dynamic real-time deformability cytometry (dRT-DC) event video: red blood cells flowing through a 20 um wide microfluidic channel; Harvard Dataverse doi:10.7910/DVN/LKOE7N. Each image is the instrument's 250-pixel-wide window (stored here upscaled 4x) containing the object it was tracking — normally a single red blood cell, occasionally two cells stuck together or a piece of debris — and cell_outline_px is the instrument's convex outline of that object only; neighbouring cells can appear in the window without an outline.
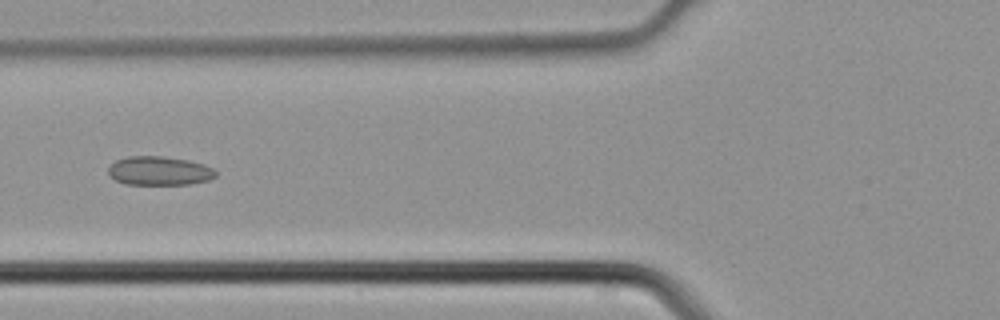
{"species": "common noctule bat (a hibernating species)", "species_latin": "Nyctalus noctula", "temperature_condition": "cold", "stored_images_in_passage": 5, "camera_frame_rate_fps": 3000, "um_per_image_px": 0.085, "animal": {"sex": "male", "body_mass_g": 21.5, "forearm_length_mm": 52.0}, "frame": {"image": 1, "passage_image": 5, "time_ms": 1.333, "image_size_px": [1000, 320], "cell_outline_px": [[216, 176], [208, 180], [188, 184], [124, 184], [116, 180], [108, 172], [108, 168], [116, 160], [128, 156], [160, 156], [188, 160], [204, 164], [212, 168], [216, 172]], "centroid_in_image_um": [13.54, 14.52], "position_along_channel_um": 112.3, "area_um2": 17.92}}